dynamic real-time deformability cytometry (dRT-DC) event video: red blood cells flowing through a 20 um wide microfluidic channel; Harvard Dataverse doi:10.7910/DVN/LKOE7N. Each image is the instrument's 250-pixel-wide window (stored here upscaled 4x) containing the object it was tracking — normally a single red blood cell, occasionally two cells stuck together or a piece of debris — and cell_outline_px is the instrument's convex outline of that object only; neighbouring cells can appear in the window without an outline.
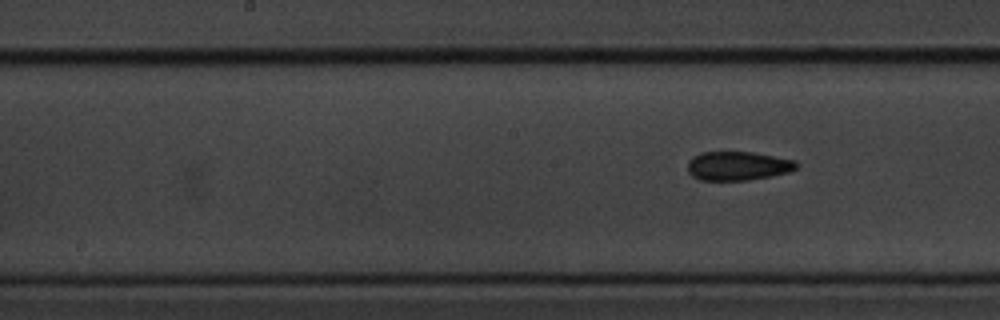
{"species": "common noctule bat (a hibernating species)", "species_latin": "Nyctalus noctula", "temperature_condition": "cold", "stored_images_in_passage": 9, "segment_of_instrument_passage": [2, 2], "camera_frame_rate_fps": 3000, "um_per_image_px": 0.085, "animal": {"sex": "male", "body_mass_g": 20.1, "forearm_length_mm": 53.5}, "frame": {"image": 1, "passage_image": 9, "time_ms": 2.667, "image_size_px": [1000, 320], "cell_outline_px": [[800, 164], [796, 168], [788, 172], [772, 176], [748, 180], [700, 180], [692, 176], [688, 172], [688, 160], [692, 156], [700, 152], [752, 152], [796, 160]], "centroid_in_image_um": [62.71, 14.1], "position_along_channel_um": 185.5, "area_um2": 18.5}}